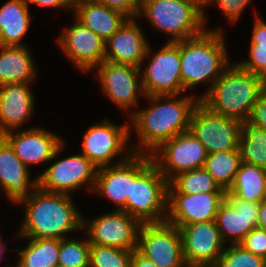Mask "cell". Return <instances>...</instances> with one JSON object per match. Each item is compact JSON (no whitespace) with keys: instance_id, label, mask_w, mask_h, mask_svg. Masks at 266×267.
I'll list each match as a JSON object with an SVG mask.
<instances>
[{"instance_id":"cell-1","label":"cell","mask_w":266,"mask_h":267,"mask_svg":"<svg viewBox=\"0 0 266 267\" xmlns=\"http://www.w3.org/2000/svg\"><path fill=\"white\" fill-rule=\"evenodd\" d=\"M178 96L145 95L153 104L131 114L140 146L142 145L145 150L149 151L148 155L162 143L189 130L191 114L200 99L194 96L182 98ZM164 99L167 102H164Z\"/></svg>"},{"instance_id":"cell-2","label":"cell","mask_w":266,"mask_h":267,"mask_svg":"<svg viewBox=\"0 0 266 267\" xmlns=\"http://www.w3.org/2000/svg\"><path fill=\"white\" fill-rule=\"evenodd\" d=\"M24 221L19 230L22 238H67L66 233L83 230V217L72 202L71 195L50 193L38 187L26 198Z\"/></svg>"},{"instance_id":"cell-3","label":"cell","mask_w":266,"mask_h":267,"mask_svg":"<svg viewBox=\"0 0 266 267\" xmlns=\"http://www.w3.org/2000/svg\"><path fill=\"white\" fill-rule=\"evenodd\" d=\"M266 88V81L241 68L229 65L216 82L200 96V102L218 115L246 122L252 106Z\"/></svg>"},{"instance_id":"cell-4","label":"cell","mask_w":266,"mask_h":267,"mask_svg":"<svg viewBox=\"0 0 266 267\" xmlns=\"http://www.w3.org/2000/svg\"><path fill=\"white\" fill-rule=\"evenodd\" d=\"M224 34L205 29L199 35L180 41L181 79L184 91L200 83L211 86L229 66Z\"/></svg>"},{"instance_id":"cell-5","label":"cell","mask_w":266,"mask_h":267,"mask_svg":"<svg viewBox=\"0 0 266 267\" xmlns=\"http://www.w3.org/2000/svg\"><path fill=\"white\" fill-rule=\"evenodd\" d=\"M134 150V182H131L126 213L141 223H161L167 216L169 182L147 151ZM144 152V153H143Z\"/></svg>"},{"instance_id":"cell-6","label":"cell","mask_w":266,"mask_h":267,"mask_svg":"<svg viewBox=\"0 0 266 267\" xmlns=\"http://www.w3.org/2000/svg\"><path fill=\"white\" fill-rule=\"evenodd\" d=\"M141 14L153 27L171 35L169 42L197 36L206 29L204 12L189 0H143L138 16Z\"/></svg>"},{"instance_id":"cell-7","label":"cell","mask_w":266,"mask_h":267,"mask_svg":"<svg viewBox=\"0 0 266 267\" xmlns=\"http://www.w3.org/2000/svg\"><path fill=\"white\" fill-rule=\"evenodd\" d=\"M244 123L238 118L213 113L199 101L191 114L189 130L211 154L239 150Z\"/></svg>"},{"instance_id":"cell-8","label":"cell","mask_w":266,"mask_h":267,"mask_svg":"<svg viewBox=\"0 0 266 267\" xmlns=\"http://www.w3.org/2000/svg\"><path fill=\"white\" fill-rule=\"evenodd\" d=\"M150 156L169 182L181 172L204 168L208 153L204 145L188 130L162 143Z\"/></svg>"},{"instance_id":"cell-9","label":"cell","mask_w":266,"mask_h":267,"mask_svg":"<svg viewBox=\"0 0 266 267\" xmlns=\"http://www.w3.org/2000/svg\"><path fill=\"white\" fill-rule=\"evenodd\" d=\"M137 250L156 267H187L183 258L180 230L166 221L142 223Z\"/></svg>"},{"instance_id":"cell-10","label":"cell","mask_w":266,"mask_h":267,"mask_svg":"<svg viewBox=\"0 0 266 267\" xmlns=\"http://www.w3.org/2000/svg\"><path fill=\"white\" fill-rule=\"evenodd\" d=\"M141 73L145 95H180L184 89L181 79L180 41L168 42L150 58Z\"/></svg>"},{"instance_id":"cell-11","label":"cell","mask_w":266,"mask_h":267,"mask_svg":"<svg viewBox=\"0 0 266 267\" xmlns=\"http://www.w3.org/2000/svg\"><path fill=\"white\" fill-rule=\"evenodd\" d=\"M98 168L82 153L61 159L36 177L37 187L50 193L69 194L86 182L88 192H93Z\"/></svg>"},{"instance_id":"cell-12","label":"cell","mask_w":266,"mask_h":267,"mask_svg":"<svg viewBox=\"0 0 266 267\" xmlns=\"http://www.w3.org/2000/svg\"><path fill=\"white\" fill-rule=\"evenodd\" d=\"M141 225L139 220L125 211L115 209L111 213L97 217L89 224L83 219L82 228L87 229L90 245L110 246L133 251L137 249Z\"/></svg>"},{"instance_id":"cell-13","label":"cell","mask_w":266,"mask_h":267,"mask_svg":"<svg viewBox=\"0 0 266 267\" xmlns=\"http://www.w3.org/2000/svg\"><path fill=\"white\" fill-rule=\"evenodd\" d=\"M130 128L128 122L117 126L109 120L90 126L84 133L81 153L97 168L109 166L125 150Z\"/></svg>"},{"instance_id":"cell-14","label":"cell","mask_w":266,"mask_h":267,"mask_svg":"<svg viewBox=\"0 0 266 267\" xmlns=\"http://www.w3.org/2000/svg\"><path fill=\"white\" fill-rule=\"evenodd\" d=\"M95 69L102 90L110 100L123 110L137 105L138 94L145 96L142 81H138L142 68L128 64H117L107 60ZM139 82V83H138ZM140 92V93H139Z\"/></svg>"},{"instance_id":"cell-15","label":"cell","mask_w":266,"mask_h":267,"mask_svg":"<svg viewBox=\"0 0 266 267\" xmlns=\"http://www.w3.org/2000/svg\"><path fill=\"white\" fill-rule=\"evenodd\" d=\"M226 193H168L166 222L180 228L183 225L215 221Z\"/></svg>"},{"instance_id":"cell-16","label":"cell","mask_w":266,"mask_h":267,"mask_svg":"<svg viewBox=\"0 0 266 267\" xmlns=\"http://www.w3.org/2000/svg\"><path fill=\"white\" fill-rule=\"evenodd\" d=\"M183 258L187 267L197 263L218 262L224 250V241L215 221L183 225Z\"/></svg>"},{"instance_id":"cell-17","label":"cell","mask_w":266,"mask_h":267,"mask_svg":"<svg viewBox=\"0 0 266 267\" xmlns=\"http://www.w3.org/2000/svg\"><path fill=\"white\" fill-rule=\"evenodd\" d=\"M57 42L70 61L84 72L105 61V42L77 20L64 29Z\"/></svg>"},{"instance_id":"cell-18","label":"cell","mask_w":266,"mask_h":267,"mask_svg":"<svg viewBox=\"0 0 266 267\" xmlns=\"http://www.w3.org/2000/svg\"><path fill=\"white\" fill-rule=\"evenodd\" d=\"M259 206L260 203L243 201L234 195H226L215 218L225 243L230 239L232 245L240 244L257 227Z\"/></svg>"},{"instance_id":"cell-19","label":"cell","mask_w":266,"mask_h":267,"mask_svg":"<svg viewBox=\"0 0 266 267\" xmlns=\"http://www.w3.org/2000/svg\"><path fill=\"white\" fill-rule=\"evenodd\" d=\"M50 132L41 128H30L16 134L14 131H11L2 137L11 145L15 154L28 167L30 164L51 161L60 154L63 142L58 135L56 136Z\"/></svg>"},{"instance_id":"cell-20","label":"cell","mask_w":266,"mask_h":267,"mask_svg":"<svg viewBox=\"0 0 266 267\" xmlns=\"http://www.w3.org/2000/svg\"><path fill=\"white\" fill-rule=\"evenodd\" d=\"M134 18H128L118 31L105 42V60L133 65L141 69L150 47Z\"/></svg>"},{"instance_id":"cell-21","label":"cell","mask_w":266,"mask_h":267,"mask_svg":"<svg viewBox=\"0 0 266 267\" xmlns=\"http://www.w3.org/2000/svg\"><path fill=\"white\" fill-rule=\"evenodd\" d=\"M128 155V156H127ZM116 165L98 168L93 192L107 197L126 212L131 182H134V152L127 153Z\"/></svg>"},{"instance_id":"cell-22","label":"cell","mask_w":266,"mask_h":267,"mask_svg":"<svg viewBox=\"0 0 266 267\" xmlns=\"http://www.w3.org/2000/svg\"><path fill=\"white\" fill-rule=\"evenodd\" d=\"M0 188L14 203L28 197L37 188V180L31 184L28 167L2 136H0Z\"/></svg>"},{"instance_id":"cell-23","label":"cell","mask_w":266,"mask_h":267,"mask_svg":"<svg viewBox=\"0 0 266 267\" xmlns=\"http://www.w3.org/2000/svg\"><path fill=\"white\" fill-rule=\"evenodd\" d=\"M29 83L0 85V136L16 130L30 117L34 97Z\"/></svg>"},{"instance_id":"cell-24","label":"cell","mask_w":266,"mask_h":267,"mask_svg":"<svg viewBox=\"0 0 266 267\" xmlns=\"http://www.w3.org/2000/svg\"><path fill=\"white\" fill-rule=\"evenodd\" d=\"M75 20L89 28L104 42L111 38L129 18L123 12L94 0H74Z\"/></svg>"},{"instance_id":"cell-25","label":"cell","mask_w":266,"mask_h":267,"mask_svg":"<svg viewBox=\"0 0 266 267\" xmlns=\"http://www.w3.org/2000/svg\"><path fill=\"white\" fill-rule=\"evenodd\" d=\"M0 49V85L30 83L36 75V69L26 45H0Z\"/></svg>"},{"instance_id":"cell-26","label":"cell","mask_w":266,"mask_h":267,"mask_svg":"<svg viewBox=\"0 0 266 267\" xmlns=\"http://www.w3.org/2000/svg\"><path fill=\"white\" fill-rule=\"evenodd\" d=\"M31 16L23 0H9L0 7V45L24 46L22 37L26 35Z\"/></svg>"},{"instance_id":"cell-27","label":"cell","mask_w":266,"mask_h":267,"mask_svg":"<svg viewBox=\"0 0 266 267\" xmlns=\"http://www.w3.org/2000/svg\"><path fill=\"white\" fill-rule=\"evenodd\" d=\"M265 170L254 164L241 162L226 195H234L243 201L261 203L266 199Z\"/></svg>"},{"instance_id":"cell-28","label":"cell","mask_w":266,"mask_h":267,"mask_svg":"<svg viewBox=\"0 0 266 267\" xmlns=\"http://www.w3.org/2000/svg\"><path fill=\"white\" fill-rule=\"evenodd\" d=\"M28 245L19 252L15 267H56L60 249V239L27 238Z\"/></svg>"},{"instance_id":"cell-29","label":"cell","mask_w":266,"mask_h":267,"mask_svg":"<svg viewBox=\"0 0 266 267\" xmlns=\"http://www.w3.org/2000/svg\"><path fill=\"white\" fill-rule=\"evenodd\" d=\"M226 193L205 168L185 171L174 176L168 185V193Z\"/></svg>"},{"instance_id":"cell-30","label":"cell","mask_w":266,"mask_h":267,"mask_svg":"<svg viewBox=\"0 0 266 267\" xmlns=\"http://www.w3.org/2000/svg\"><path fill=\"white\" fill-rule=\"evenodd\" d=\"M240 163V151L230 150L208 154L204 168L227 191L234 182Z\"/></svg>"},{"instance_id":"cell-31","label":"cell","mask_w":266,"mask_h":267,"mask_svg":"<svg viewBox=\"0 0 266 267\" xmlns=\"http://www.w3.org/2000/svg\"><path fill=\"white\" fill-rule=\"evenodd\" d=\"M239 151L241 162L266 169V131L245 122L239 139Z\"/></svg>"},{"instance_id":"cell-32","label":"cell","mask_w":266,"mask_h":267,"mask_svg":"<svg viewBox=\"0 0 266 267\" xmlns=\"http://www.w3.org/2000/svg\"><path fill=\"white\" fill-rule=\"evenodd\" d=\"M89 240L60 239L58 265L63 267H89L90 260Z\"/></svg>"},{"instance_id":"cell-33","label":"cell","mask_w":266,"mask_h":267,"mask_svg":"<svg viewBox=\"0 0 266 267\" xmlns=\"http://www.w3.org/2000/svg\"><path fill=\"white\" fill-rule=\"evenodd\" d=\"M132 250L91 245L89 267H130Z\"/></svg>"},{"instance_id":"cell-34","label":"cell","mask_w":266,"mask_h":267,"mask_svg":"<svg viewBox=\"0 0 266 267\" xmlns=\"http://www.w3.org/2000/svg\"><path fill=\"white\" fill-rule=\"evenodd\" d=\"M222 267H266V260L250 251L245 250L241 245H232L224 248L218 261Z\"/></svg>"},{"instance_id":"cell-35","label":"cell","mask_w":266,"mask_h":267,"mask_svg":"<svg viewBox=\"0 0 266 267\" xmlns=\"http://www.w3.org/2000/svg\"><path fill=\"white\" fill-rule=\"evenodd\" d=\"M249 59L237 63L241 68L266 81V47L251 45Z\"/></svg>"},{"instance_id":"cell-36","label":"cell","mask_w":266,"mask_h":267,"mask_svg":"<svg viewBox=\"0 0 266 267\" xmlns=\"http://www.w3.org/2000/svg\"><path fill=\"white\" fill-rule=\"evenodd\" d=\"M239 245L266 260V231L264 229L255 227Z\"/></svg>"},{"instance_id":"cell-37","label":"cell","mask_w":266,"mask_h":267,"mask_svg":"<svg viewBox=\"0 0 266 267\" xmlns=\"http://www.w3.org/2000/svg\"><path fill=\"white\" fill-rule=\"evenodd\" d=\"M246 123L266 131V88L260 93L256 103L252 106Z\"/></svg>"},{"instance_id":"cell-38","label":"cell","mask_w":266,"mask_h":267,"mask_svg":"<svg viewBox=\"0 0 266 267\" xmlns=\"http://www.w3.org/2000/svg\"><path fill=\"white\" fill-rule=\"evenodd\" d=\"M109 8L123 12L129 18H137L143 0H94Z\"/></svg>"},{"instance_id":"cell-39","label":"cell","mask_w":266,"mask_h":267,"mask_svg":"<svg viewBox=\"0 0 266 267\" xmlns=\"http://www.w3.org/2000/svg\"><path fill=\"white\" fill-rule=\"evenodd\" d=\"M220 6L229 21L235 22L239 19L242 10L247 7L251 0H210Z\"/></svg>"},{"instance_id":"cell-40","label":"cell","mask_w":266,"mask_h":267,"mask_svg":"<svg viewBox=\"0 0 266 267\" xmlns=\"http://www.w3.org/2000/svg\"><path fill=\"white\" fill-rule=\"evenodd\" d=\"M250 45L266 47V22H264V20H262L260 17L256 18Z\"/></svg>"},{"instance_id":"cell-41","label":"cell","mask_w":266,"mask_h":267,"mask_svg":"<svg viewBox=\"0 0 266 267\" xmlns=\"http://www.w3.org/2000/svg\"><path fill=\"white\" fill-rule=\"evenodd\" d=\"M25 4L29 7V3L35 4L38 6L45 7H56V8H71L73 11L74 0H23Z\"/></svg>"},{"instance_id":"cell-42","label":"cell","mask_w":266,"mask_h":267,"mask_svg":"<svg viewBox=\"0 0 266 267\" xmlns=\"http://www.w3.org/2000/svg\"><path fill=\"white\" fill-rule=\"evenodd\" d=\"M130 267H156L151 260L141 254L137 249L133 250Z\"/></svg>"},{"instance_id":"cell-43","label":"cell","mask_w":266,"mask_h":267,"mask_svg":"<svg viewBox=\"0 0 266 267\" xmlns=\"http://www.w3.org/2000/svg\"><path fill=\"white\" fill-rule=\"evenodd\" d=\"M257 227L266 231V199L260 203Z\"/></svg>"},{"instance_id":"cell-44","label":"cell","mask_w":266,"mask_h":267,"mask_svg":"<svg viewBox=\"0 0 266 267\" xmlns=\"http://www.w3.org/2000/svg\"><path fill=\"white\" fill-rule=\"evenodd\" d=\"M195 4L201 11L204 12L203 8L210 4V0H189Z\"/></svg>"},{"instance_id":"cell-45","label":"cell","mask_w":266,"mask_h":267,"mask_svg":"<svg viewBox=\"0 0 266 267\" xmlns=\"http://www.w3.org/2000/svg\"><path fill=\"white\" fill-rule=\"evenodd\" d=\"M190 267H222L219 262H207V263H197L191 265Z\"/></svg>"},{"instance_id":"cell-46","label":"cell","mask_w":266,"mask_h":267,"mask_svg":"<svg viewBox=\"0 0 266 267\" xmlns=\"http://www.w3.org/2000/svg\"><path fill=\"white\" fill-rule=\"evenodd\" d=\"M4 248H5L4 241L2 242V241H1V238H0V259L3 257V256H2L3 251H7V250H5Z\"/></svg>"},{"instance_id":"cell-47","label":"cell","mask_w":266,"mask_h":267,"mask_svg":"<svg viewBox=\"0 0 266 267\" xmlns=\"http://www.w3.org/2000/svg\"><path fill=\"white\" fill-rule=\"evenodd\" d=\"M265 193H266V170H265Z\"/></svg>"}]
</instances>
